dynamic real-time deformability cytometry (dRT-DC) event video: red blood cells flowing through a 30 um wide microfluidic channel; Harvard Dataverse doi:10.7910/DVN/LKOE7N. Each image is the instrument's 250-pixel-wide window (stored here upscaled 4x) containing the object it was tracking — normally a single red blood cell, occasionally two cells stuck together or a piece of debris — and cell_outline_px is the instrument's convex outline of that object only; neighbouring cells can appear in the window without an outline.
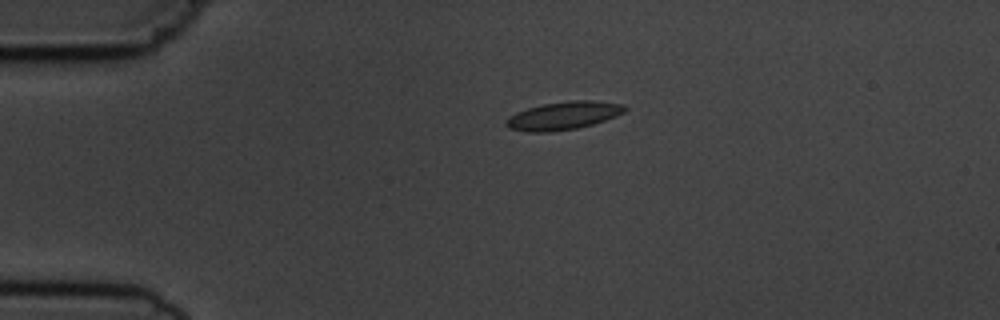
{"species": "common noctule bat (a hibernating species)", "species_latin": "Nyctalus noctula", "temperature_condition": "cold", "stored_images_in_passage": 1, "camera_frame_rate_fps": 3000, "um_per_image_px": 0.085, "animal": {"sex": "male", "body_mass_g": 19.5, "forearm_length_mm": 54.6}, "frame": {"image": 1, "passage_image": 1, "time_ms": 0.0, "image_size_px": [1000, 320], "cell_outline_px": [[628, 108], [624, 112], [616, 116], [592, 124], [576, 128], [552, 132], [528, 132], [508, 128], [504, 124], [516, 112], [528, 108], [544, 104], [572, 100], [592, 100], [624, 104]], "centroid_in_image_um": [47.92, 9.83], "position_along_channel_um": 37.1, "area_um2": 19.25}}